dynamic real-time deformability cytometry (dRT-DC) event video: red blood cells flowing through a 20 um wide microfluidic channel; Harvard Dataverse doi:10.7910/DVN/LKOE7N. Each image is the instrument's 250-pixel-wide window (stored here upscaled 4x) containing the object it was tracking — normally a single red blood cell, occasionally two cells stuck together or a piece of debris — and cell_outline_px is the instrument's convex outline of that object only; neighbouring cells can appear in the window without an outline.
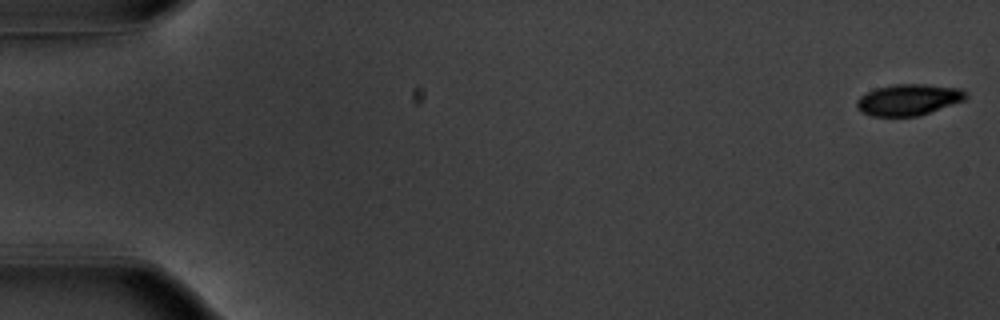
{"species": "common noctule bat (a hibernating species)", "species_latin": "Nyctalus noctula", "temperature_condition": "warm", "stored_images_in_passage": 54, "camera_frame_rate_fps": 3000, "um_per_image_px": 0.085, "animal": {"sex": "male", "body_mass_g": 20.1, "forearm_length_mm": 53.5}, "frame": {"image": 1, "passage_image": 1, "time_ms": 0.0, "image_size_px": [1000, 320], "cell_outline_px": [[968, 96], [964, 100], [916, 116], [872, 116], [860, 112], [856, 108], [856, 100], [860, 96], [876, 88], [892, 84], [924, 84], [960, 88], [968, 92]], "centroid_in_image_um": [77.19, 8.47], "position_along_channel_um": 7.8, "area_um2": 19.83}}
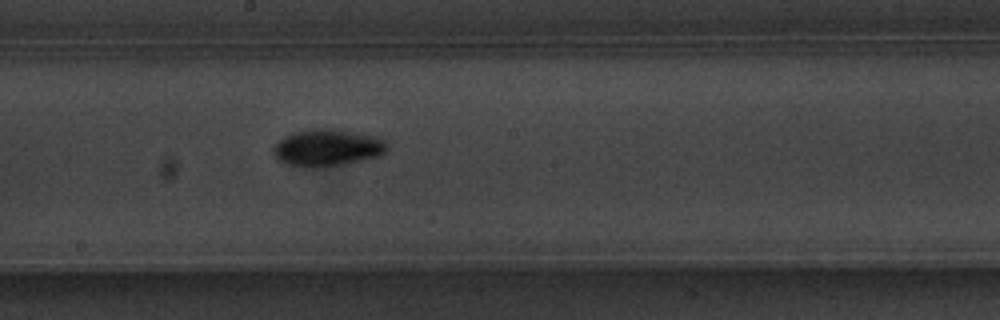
{"frame": {"image": 2, "passage_image": 30, "time_ms": 9.667, "image_size_px": [1000, 320], "cell_outline_px": [[388, 148], [380, 156], [344, 164], [324, 168], [300, 168], [284, 164], [276, 160], [272, 152], [272, 148], [284, 136], [296, 132], [324, 128], [332, 128], [372, 136], [384, 140], [388, 144]], "centroid_in_image_um": [27.77, 12.6], "position_along_channel_um": 220.4, "area_um2": 24.74}}
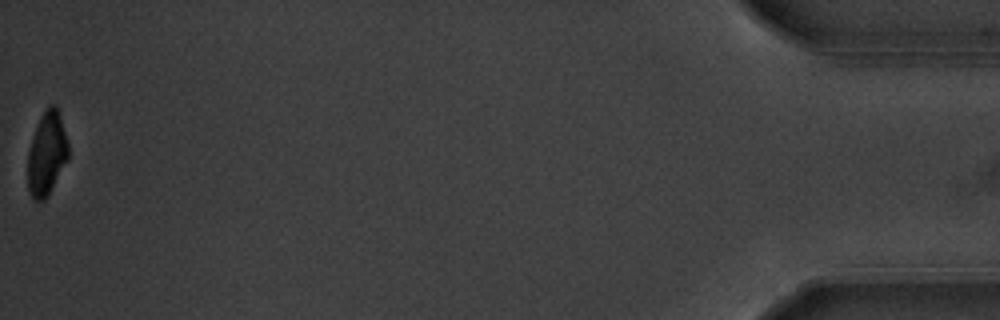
{"frame": {"image": 3, "passage_image": 54, "time_ms": 17.667, "image_size_px": [1000, 320], "cell_outline_px": [[68, 160], [48, 196], [44, 200], [36, 200], [28, 192], [28, 152], [40, 116], [52, 104], [56, 104], [60, 116], [68, 144]], "centroid_in_image_um": [3.99, 13.09], "position_along_channel_um": 431.2, "area_um2": 19.48}, "authors_computed_cell_mechanics": {"area_um2": 21.4727, "velocity_mm_per_s": 3.7967, "shape_relaxation_time_tau1_ms": 2.3967, "shape_relaxation_time_tau2_ms": null, "deformation_change_tau1": 0.1429, "deformation_change_tau2": null}}